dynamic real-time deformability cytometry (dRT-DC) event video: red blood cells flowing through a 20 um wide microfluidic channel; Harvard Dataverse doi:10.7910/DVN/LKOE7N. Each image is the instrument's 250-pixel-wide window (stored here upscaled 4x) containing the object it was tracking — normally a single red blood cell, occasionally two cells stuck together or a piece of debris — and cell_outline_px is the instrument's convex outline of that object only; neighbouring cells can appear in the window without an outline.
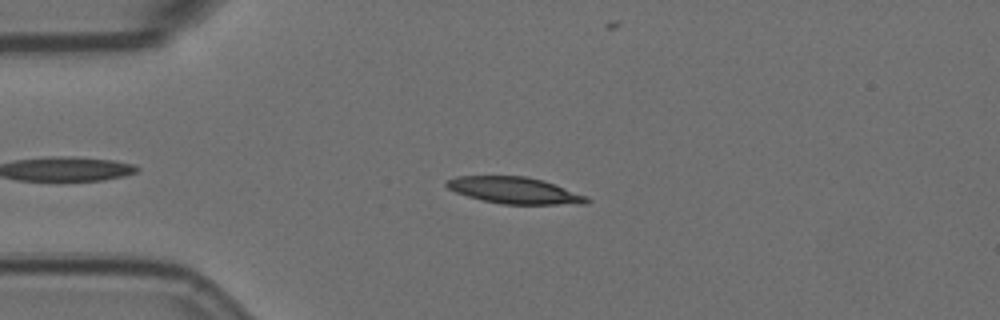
{"species": "Egyptian fruit bat (a non-hibernating species)", "species_latin": "Rousettus aegyptiacus", "temperature_condition": "room temperature", "stored_images_in_passage": 49, "camera_frame_rate_fps": 3000, "um_per_image_px": 0.085, "animal": {"sex": "female"}, "frame": {"image": 1, "passage_image": 10, "time_ms": 3.0, "image_size_px": [1000, 320], "cell_outline_px": [[592, 200], [588, 204], [500, 204], [468, 196], [456, 192], [448, 188], [444, 184], [444, 180], [456, 176], [528, 176], [588, 196]], "centroid_in_image_um": [43.72, 16.18], "position_along_channel_um": 41.3, "area_um2": 21.62}}
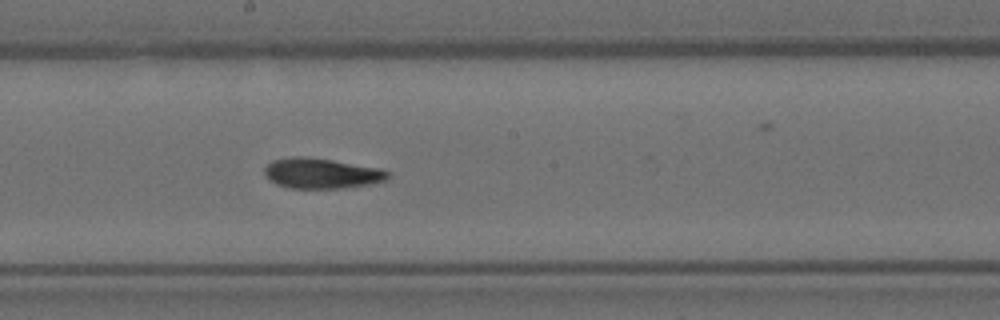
{"frame": {"image": 2, "passage_image": 27, "time_ms": 8.667, "image_size_px": [1000, 320], "cell_outline_px": [[388, 180], [372, 184], [344, 188], [288, 188], [276, 184], [264, 172], [264, 168], [272, 160], [292, 156], [308, 156], [380, 168], [388, 172]], "centroid_in_image_um": [27.34, 14.73], "position_along_channel_um": 220.9, "area_um2": 21.85}}
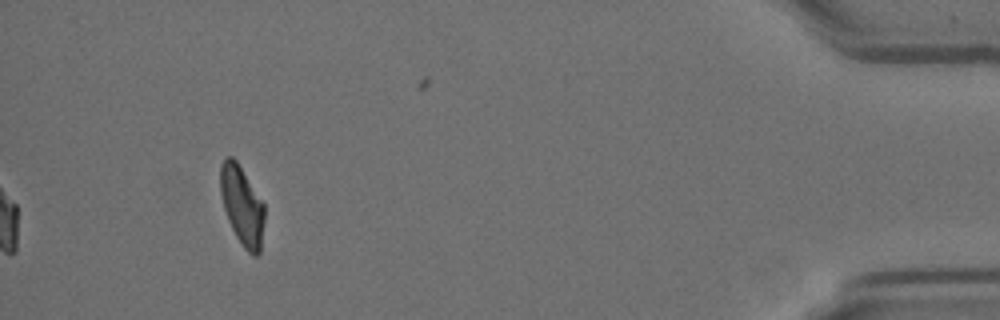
{"frame": {"image": 3, "passage_image": 49, "time_ms": 16.0, "image_size_px": [1000, 320], "cell_outline_px": [[264, 220], [260, 252], [256, 256], [252, 256], [244, 248], [236, 236], [228, 220], [224, 208], [220, 192], [220, 164], [224, 156], [232, 156], [236, 160], [264, 204]], "centroid_in_image_um": [20.56, 17.46], "position_along_channel_um": 414.6, "area_um2": 20.23}, "authors_computed_cell_mechanics": {"area_um2": 21.6172, "velocity_mm_per_s": 3.5725, "shape_relaxation_time_tau1_ms": 6.2057, "shape_relaxation_time_tau2_ms": 2.8238, "deformation_change_tau1": 0.2036, "deformation_change_tau2": 0.094}}